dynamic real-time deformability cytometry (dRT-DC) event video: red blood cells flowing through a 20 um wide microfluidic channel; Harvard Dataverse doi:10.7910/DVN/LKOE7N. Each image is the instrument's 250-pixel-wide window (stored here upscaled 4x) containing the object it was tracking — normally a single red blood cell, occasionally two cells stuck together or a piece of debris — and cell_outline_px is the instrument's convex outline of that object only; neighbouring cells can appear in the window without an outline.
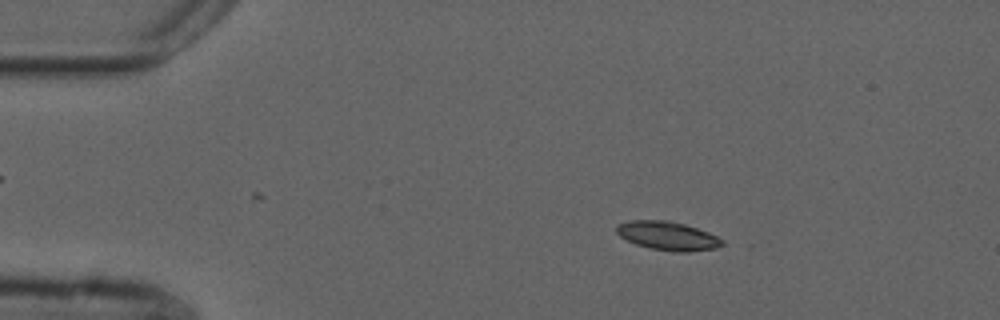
{"species": "common noctule bat (a hibernating species)", "species_latin": "Nyctalus noctula", "temperature_condition": "cold", "stored_images_in_passage": 54, "camera_frame_rate_fps": 3000, "um_per_image_px": 0.085, "animal": {"sex": "male", "forearm_length_mm": 52.5}, "frame": {"image": 1, "passage_image": 9, "time_ms": 2.667, "image_size_px": [1000, 320], "cell_outline_px": [[724, 244], [716, 248], [688, 252], [676, 252], [648, 248], [636, 244], [620, 236], [616, 232], [616, 224], [628, 220], [668, 220], [684, 224], [708, 232], [724, 240]], "centroid_in_image_um": [56.74, 20.04], "position_along_channel_um": 28.3, "area_um2": 17.74}}
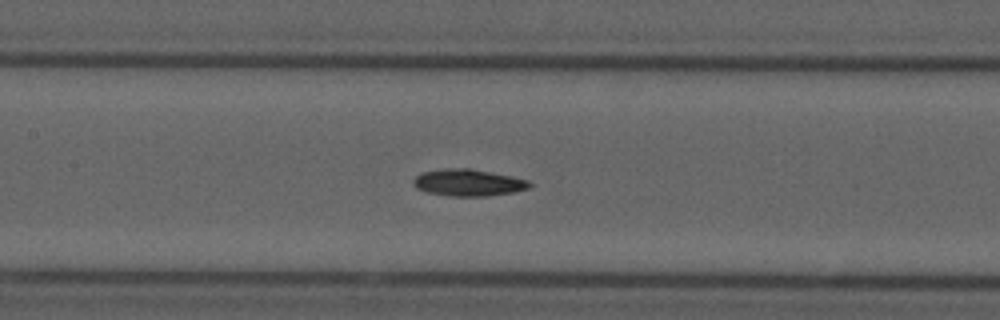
{"frame": {"image": 2, "passage_image": 25, "time_ms": 8.0, "image_size_px": [1000, 320], "cell_outline_px": [[532, 184], [528, 188], [512, 192], [488, 196], [448, 196], [428, 192], [416, 188], [412, 184], [412, 180], [416, 176], [424, 172], [448, 168], [468, 168], [512, 176], [528, 180]], "centroid_in_image_um": [39.79, 15.53], "position_along_channel_um": 167.6, "area_um2": 18.03}}
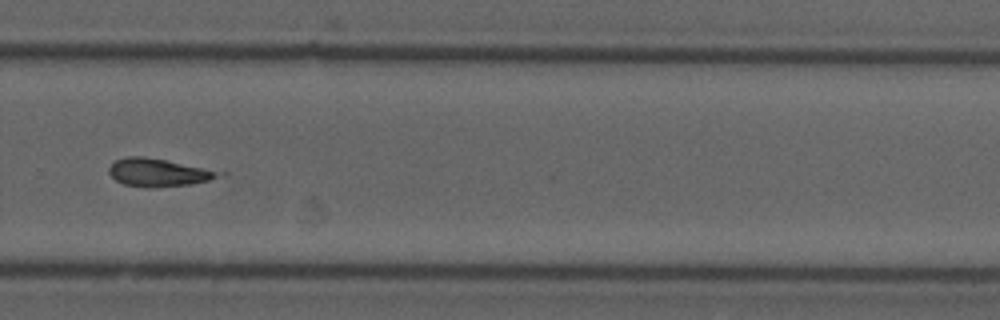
{"frame": {"image": 3, "passage_image": 37, "time_ms": 12.0, "image_size_px": [1000, 320], "cell_outline_px": [[228, 176], [192, 184], [152, 188], [148, 188], [124, 184], [116, 180], [108, 172], [108, 168], [116, 160], [128, 156], [144, 156], [228, 172]], "centroid_in_image_um": [13.57, 14.67], "position_along_channel_um": 316.2, "area_um2": 18.21}}